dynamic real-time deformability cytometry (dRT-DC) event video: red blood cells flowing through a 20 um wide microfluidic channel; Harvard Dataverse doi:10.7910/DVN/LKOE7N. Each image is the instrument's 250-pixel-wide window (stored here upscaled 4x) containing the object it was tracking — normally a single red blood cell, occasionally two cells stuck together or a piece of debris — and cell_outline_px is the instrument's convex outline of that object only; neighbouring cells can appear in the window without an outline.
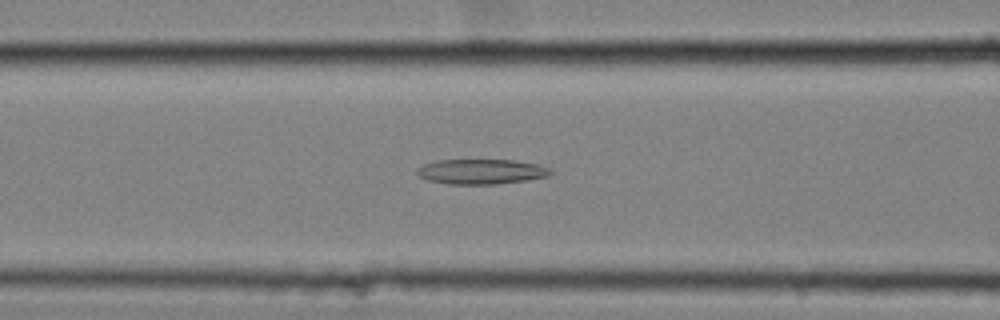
{"species": "common noctule bat (a hibernating species)", "species_latin": "Nyctalus noctula", "temperature_condition": "cold", "stored_images_in_passage": 44, "camera_frame_rate_fps": 3000, "um_per_image_px": 0.085, "animal": {"sex": "female", "body_mass_g": 25.1}, "frame": {"image": 1, "passage_image": 11, "time_ms": 3.333, "image_size_px": [1000, 320], "cell_outline_px": [[552, 172], [548, 176], [524, 180], [496, 184], [448, 184], [428, 180], [420, 176], [416, 172], [416, 168], [424, 164], [436, 160], [512, 160], [536, 164], [548, 168]], "centroid_in_image_um": [40.85, 14.58], "position_along_channel_um": 125.7, "area_um2": 19.25}}
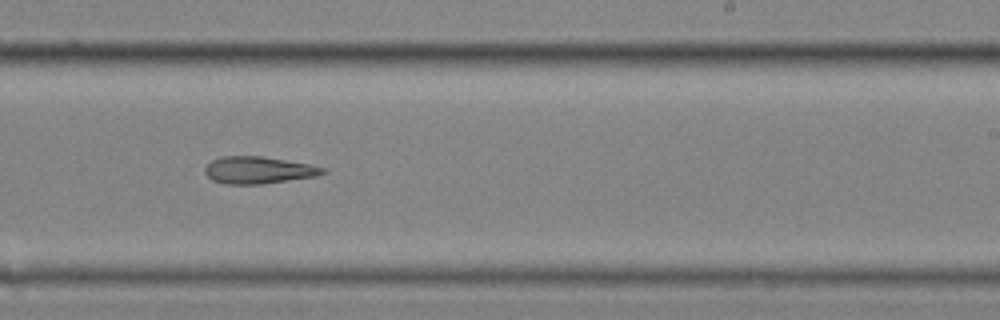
{"frame": {"image": 2, "passage_image": 23, "time_ms": 7.333, "image_size_px": [1000, 320], "cell_outline_px": [[328, 172], [316, 176], [260, 184], [224, 184], [212, 180], [204, 172], [204, 168], [212, 160], [224, 156], [260, 156], [308, 164], [328, 168]], "centroid_in_image_um": [21.97, 14.46], "position_along_channel_um": 267.0, "area_um2": 18.5}}
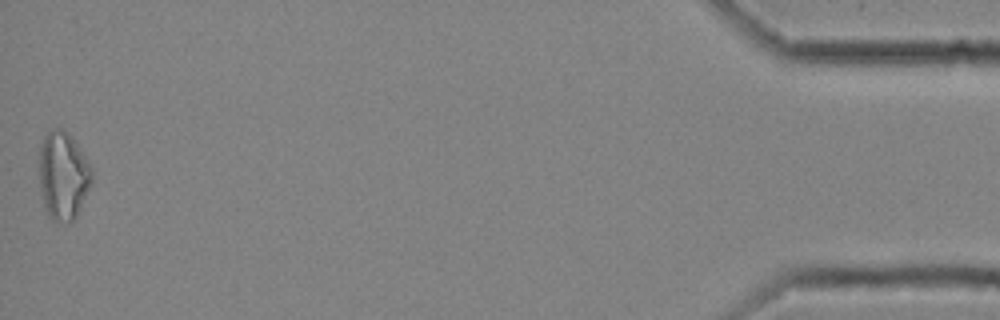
{"frame": {"image": 3, "passage_image": 44, "time_ms": 14.333, "image_size_px": [1000, 320], "cell_outline_px": [[92, 180], [80, 208], [76, 216], [72, 220], [52, 220], [48, 216], [44, 208], [40, 188], [40, 148], [44, 136], [48, 132], [56, 128], [64, 128], [84, 156], [92, 168]], "centroid_in_image_um": [5.35, 14.92], "position_along_channel_um": 429.9, "area_um2": 26.41}, "authors_computed_cell_mechanics": {"area_um2": 19.6231, "velocity_mm_per_s": 3.5373, "shape_relaxation_time_tau1_ms": 9.2948, "shape_relaxation_time_tau2_ms": 11.1969, "deformation_change_tau1": 0.1496, "deformation_change_tau2": 0.2798}}